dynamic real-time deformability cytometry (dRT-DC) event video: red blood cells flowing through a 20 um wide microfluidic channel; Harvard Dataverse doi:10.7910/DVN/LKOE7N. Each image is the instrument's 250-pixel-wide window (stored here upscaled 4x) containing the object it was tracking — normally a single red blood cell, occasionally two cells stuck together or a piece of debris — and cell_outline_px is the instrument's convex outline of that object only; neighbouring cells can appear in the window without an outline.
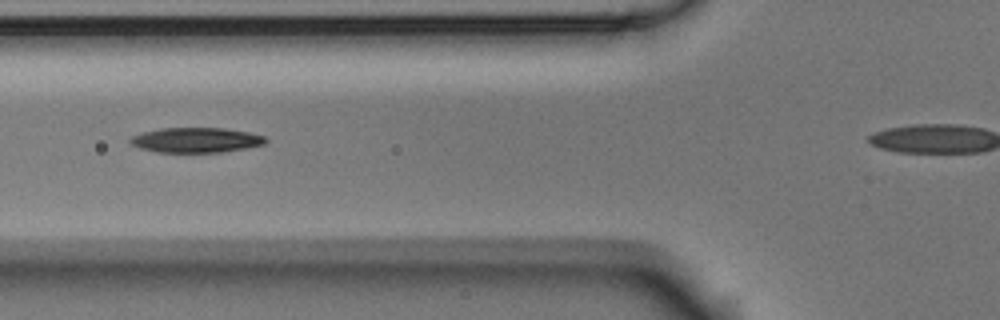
{"species": "Egyptian fruit bat (a non-hibernating species)", "species_latin": "Rousettus aegyptiacus", "temperature_condition": "room temperature", "stored_images_in_passage": 5, "camera_frame_rate_fps": 3000, "um_per_image_px": 0.085, "animal": {"sex": "male"}, "frame": {"image": 1, "passage_image": 3, "time_ms": 0.667, "image_size_px": [1000, 320], "cell_outline_px": [[268, 140], [264, 144], [244, 148], [220, 152], [156, 152], [140, 148], [132, 144], [128, 140], [132, 136], [144, 132], [160, 128], [224, 128], [248, 132], [264, 136]], "centroid_in_image_um": [16.65, 11.9], "position_along_channel_um": 109.2, "area_um2": 19.54}}
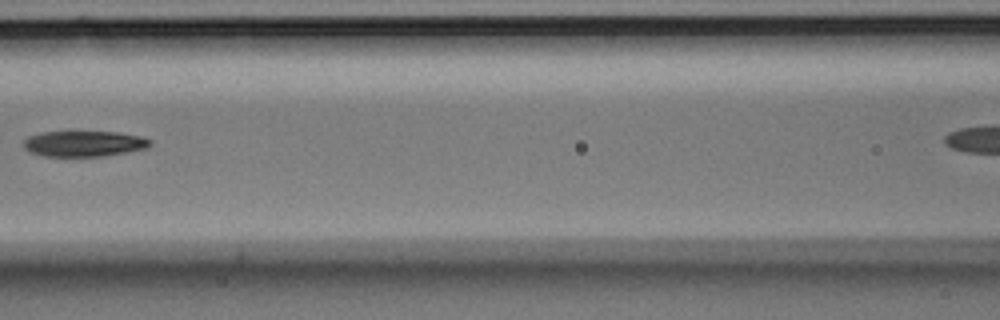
{"frame": {"image": 2, "passage_image": 4, "time_ms": 1.0, "image_size_px": [1000, 320], "cell_outline_px": [[152, 144], [148, 148], [100, 156], [44, 156], [28, 152], [24, 148], [24, 140], [28, 136], [40, 132], [116, 132], [140, 136], [152, 140]], "centroid_in_image_um": [7.12, 12.21], "position_along_channel_um": 159.5, "area_um2": 18.9}}
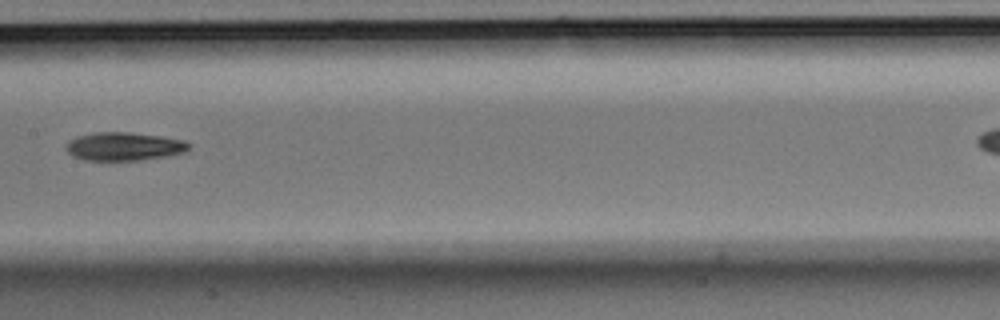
{"frame": {"image": 3, "passage_image": 5, "time_ms": 1.333, "image_size_px": [1000, 320], "cell_outline_px": [[188, 148], [184, 152], [168, 156], [140, 160], [84, 160], [72, 156], [64, 148], [68, 140], [76, 136], [96, 132], [128, 132], [160, 136], [184, 140], [188, 144]], "centroid_in_image_um": [10.48, 12.44], "position_along_channel_um": 196.9, "area_um2": 20.29}}